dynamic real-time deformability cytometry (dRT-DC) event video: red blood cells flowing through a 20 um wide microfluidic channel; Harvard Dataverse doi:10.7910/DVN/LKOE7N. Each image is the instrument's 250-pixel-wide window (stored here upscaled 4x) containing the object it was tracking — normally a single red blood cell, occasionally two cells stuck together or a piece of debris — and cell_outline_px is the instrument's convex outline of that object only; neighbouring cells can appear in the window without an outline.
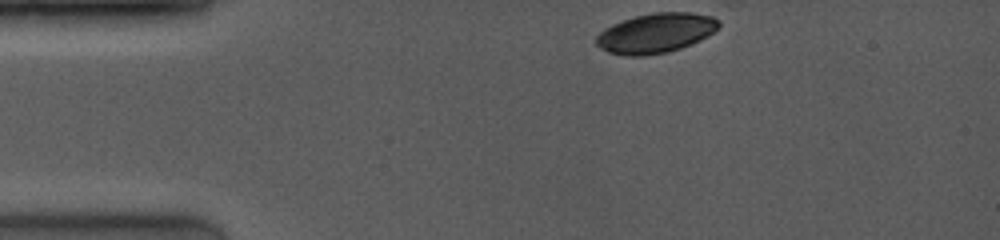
{"species": "common noctule bat (a hibernating species)", "species_latin": "Nyctalus noctula", "temperature_condition": "room temperature", "stored_images_in_passage": 4, "camera_frame_rate_fps": 4000, "um_per_image_px": 0.085, "animal": {"sex": "female", "body_mass_g": 19.0, "forearm_length_mm": 53.3}, "frame": {"image": 1, "passage_image": 1, "time_ms": 0.0, "image_size_px": [1000, 240], "cell_outline_px": [[720, 28], [708, 36], [692, 44], [668, 52], [644, 56], [624, 56], [608, 52], [600, 48], [596, 44], [596, 36], [604, 28], [612, 24], [636, 16], [652, 12], [688, 12], [712, 16], [720, 20]], "centroid_in_image_um": [55.76, 2.82], "position_along_channel_um": 29.2, "area_um2": 28.61}}
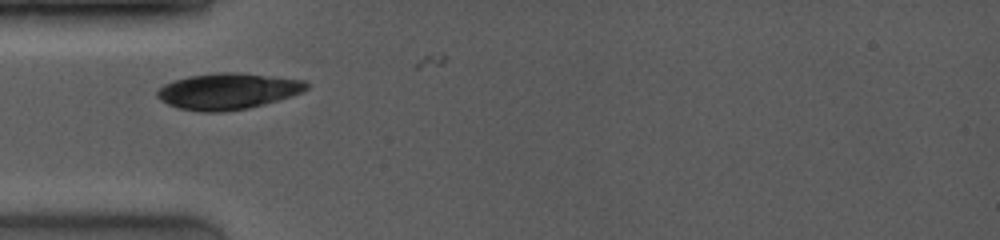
{"frame": {"image": 2, "passage_image": 3, "time_ms": 2.25, "image_size_px": [1000, 240], "cell_outline_px": [[308, 88], [292, 96], [264, 104], [248, 108], [220, 112], [200, 112], [180, 108], [168, 104], [160, 100], [156, 96], [156, 92], [164, 84], [188, 76], [216, 72], [240, 72], [304, 80], [308, 84]], "centroid_in_image_um": [19.36, 7.75], "position_along_channel_um": 65.6, "area_um2": 31.44}}